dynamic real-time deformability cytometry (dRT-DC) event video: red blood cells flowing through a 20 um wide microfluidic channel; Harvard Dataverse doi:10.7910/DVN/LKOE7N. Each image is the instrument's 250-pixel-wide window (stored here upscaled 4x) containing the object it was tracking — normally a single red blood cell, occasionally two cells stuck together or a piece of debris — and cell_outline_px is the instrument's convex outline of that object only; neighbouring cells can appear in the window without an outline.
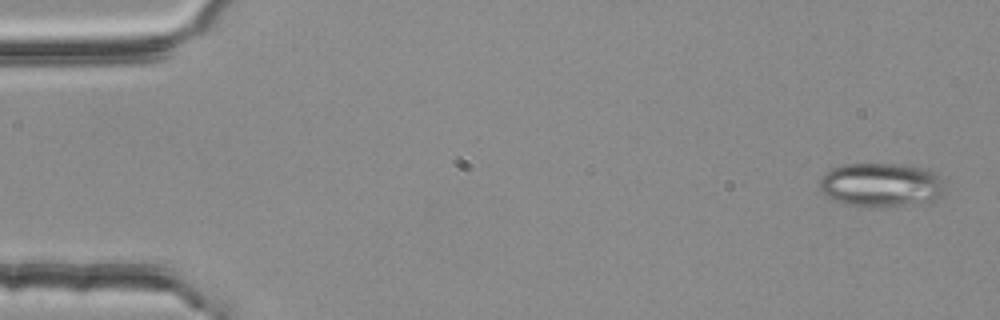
{"species": "common noctule bat (a hibernating species)", "species_latin": "Nyctalus noctula", "temperature_condition": "room temperature", "stored_images_in_passage": 5, "camera_frame_rate_fps": 3000, "um_per_image_px": 0.085, "animal": {"sex": "female", "body_mass_g": 25.1}, "frame": {"image": 1, "passage_image": 1, "time_ms": 0.0, "image_size_px": [1000, 320], "cell_outline_px": [[944, 196], [932, 200], [904, 204], [844, 204], [832, 200], [820, 188], [820, 180], [824, 172], [832, 168], [844, 164], [904, 164], [928, 168], [936, 172], [944, 188]], "centroid_in_image_um": [74.9, 15.65], "position_along_channel_um": 10.1, "area_um2": 31.39}}